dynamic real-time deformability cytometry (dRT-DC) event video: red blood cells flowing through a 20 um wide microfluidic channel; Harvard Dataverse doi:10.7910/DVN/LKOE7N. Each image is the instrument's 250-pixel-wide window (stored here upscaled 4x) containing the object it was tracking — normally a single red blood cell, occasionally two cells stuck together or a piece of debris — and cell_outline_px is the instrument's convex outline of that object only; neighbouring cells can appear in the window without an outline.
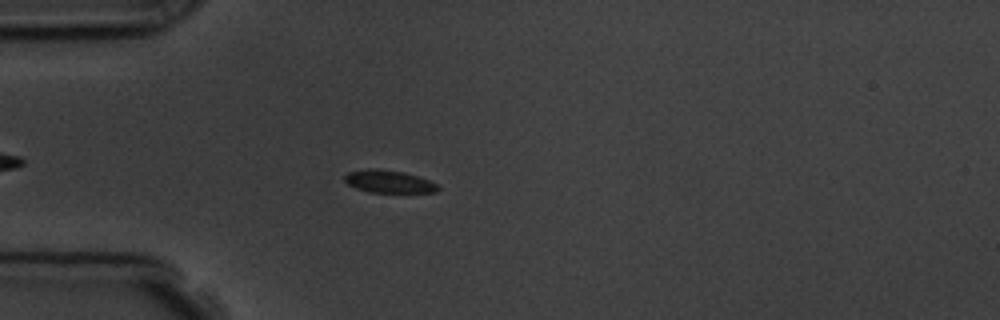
{"species": "common noctule bat (a hibernating species)", "species_latin": "Nyctalus noctula", "temperature_condition": "room temperature", "stored_images_in_passage": 5, "camera_frame_rate_fps": 3000, "um_per_image_px": 0.085, "animal": {"sex": "male", "body_mass_g": 19.5, "forearm_length_mm": 54.6}, "frame": {"image": 1, "passage_image": 4, "time_ms": 4.333, "image_size_px": [1000, 320], "cell_outline_px": [[440, 188], [436, 192], [368, 192], [356, 188], [348, 184], [344, 180], [344, 176], [348, 172], [368, 168], [376, 168], [404, 172], [428, 180], [436, 184]], "centroid_in_image_um": [33.01, 15.42], "position_along_channel_um": 52.0, "area_um2": 12.2}}